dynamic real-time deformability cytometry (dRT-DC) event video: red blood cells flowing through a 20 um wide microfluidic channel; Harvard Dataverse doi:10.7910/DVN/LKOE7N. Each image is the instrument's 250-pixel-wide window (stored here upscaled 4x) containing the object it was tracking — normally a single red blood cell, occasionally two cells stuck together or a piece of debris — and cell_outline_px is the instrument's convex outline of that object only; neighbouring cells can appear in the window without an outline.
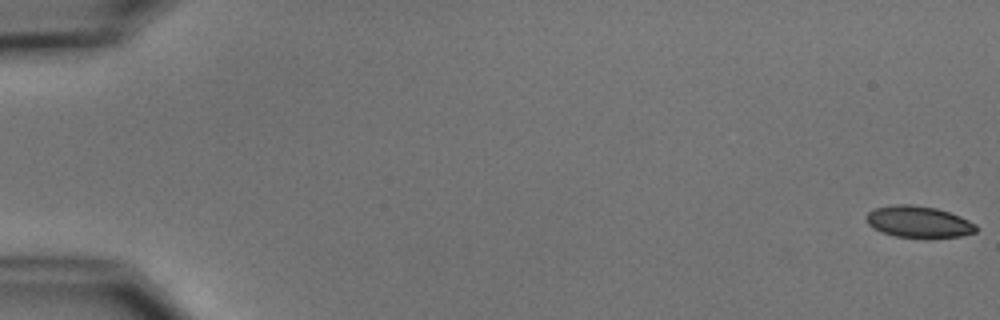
{"species": "common noctule bat (a hibernating species)", "species_latin": "Nyctalus noctula", "temperature_condition": "cold", "stored_images_in_passage": 6, "camera_frame_rate_fps": 3000, "um_per_image_px": 0.085, "animal": {"sex": "male", "body_mass_g": 15.6}, "frame": {"image": 1, "passage_image": 1, "time_ms": 0.0, "image_size_px": [1000, 320], "cell_outline_px": [[976, 232], [960, 236], [928, 240], [896, 236], [880, 232], [872, 228], [868, 224], [868, 212], [876, 208], [896, 204], [912, 204], [936, 208], [960, 216], [976, 224]], "centroid_in_image_um": [78.1, 18.89], "position_along_channel_um": 6.9, "area_um2": 20.58}}
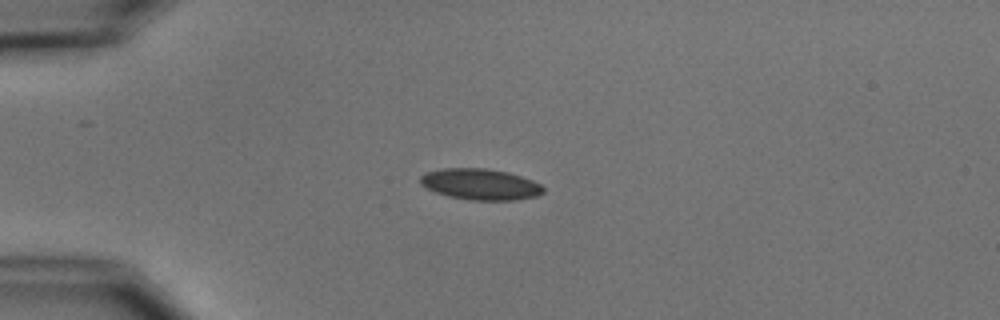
{"frame": {"image": 2, "passage_image": 4, "time_ms": 4.667, "image_size_px": [1000, 320], "cell_outline_px": [[544, 192], [536, 196], [512, 200], [472, 200], [448, 196], [436, 192], [420, 184], [420, 176], [424, 172], [440, 168], [488, 168], [508, 172], [532, 180], [540, 184], [544, 188]], "centroid_in_image_um": [40.8, 15.65], "position_along_channel_um": 44.2, "area_um2": 22.31}}